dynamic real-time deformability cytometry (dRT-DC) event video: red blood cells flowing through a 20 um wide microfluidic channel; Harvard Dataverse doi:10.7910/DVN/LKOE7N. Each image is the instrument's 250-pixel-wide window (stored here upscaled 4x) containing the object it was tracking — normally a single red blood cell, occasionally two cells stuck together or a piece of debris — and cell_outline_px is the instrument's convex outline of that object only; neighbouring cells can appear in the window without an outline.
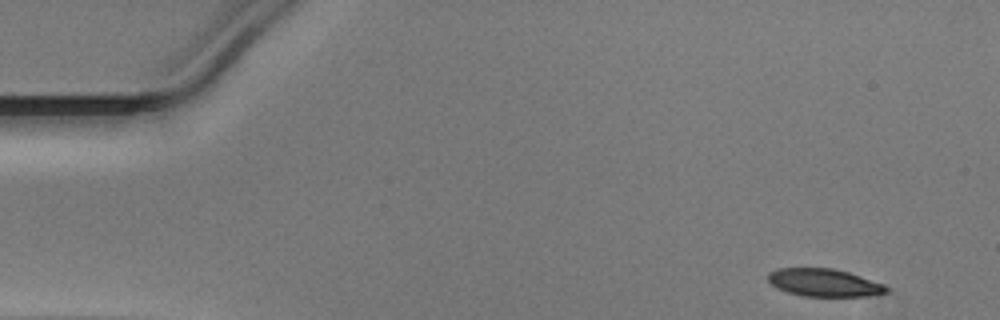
{"species": "Egyptian fruit bat (a non-hibernating species)", "species_latin": "Rousettus aegyptiacus", "temperature_condition": "warm", "stored_images_in_passage": 41, "camera_frame_rate_fps": 3000, "um_per_image_px": 0.085, "animal": {"sex": "male"}, "frame": {"image": 1, "passage_image": 1, "time_ms": 0.0, "image_size_px": [1000, 320], "cell_outline_px": [[888, 292], [868, 296], [804, 296], [788, 292], [772, 284], [768, 280], [768, 272], [776, 268], [832, 268], [848, 272], [884, 284], [888, 288]], "centroid_in_image_um": [70.05, 24.02], "position_along_channel_um": 14.9, "area_um2": 18.96}}
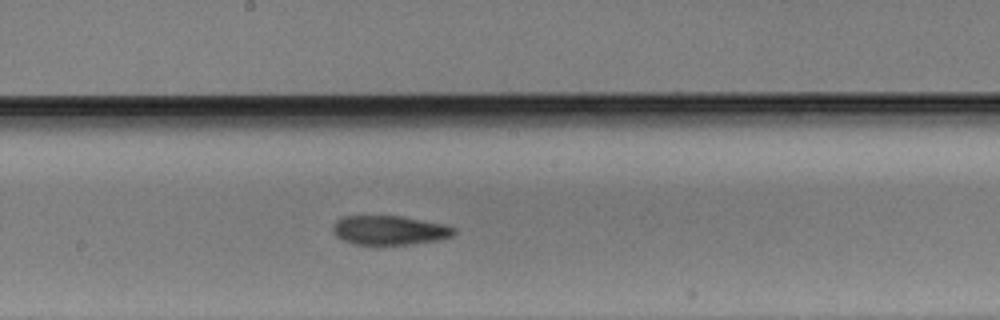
{"frame": {"image": 2, "passage_image": 24, "time_ms": 7.667, "image_size_px": [1000, 320], "cell_outline_px": [[456, 232], [452, 236], [440, 240], [376, 248], [352, 244], [340, 240], [332, 232], [332, 228], [336, 220], [344, 216], [400, 216], [444, 224], [456, 228]], "centroid_in_image_um": [33.05, 19.62], "position_along_channel_um": 215.1, "area_um2": 21.5}}
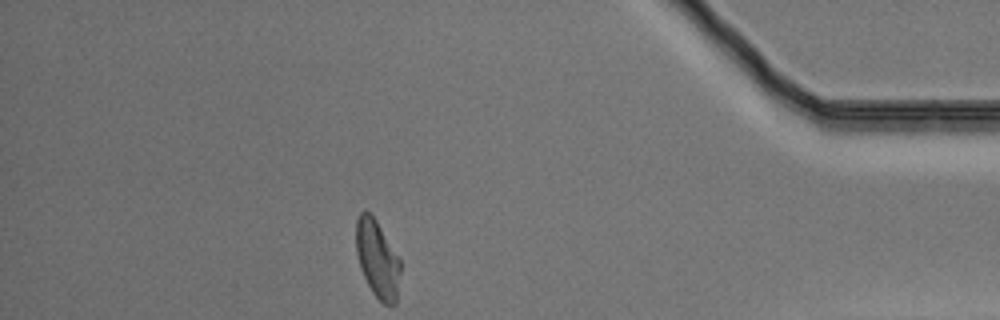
{"frame": {"image": 3, "passage_image": 41, "time_ms": 13.333, "image_size_px": [1000, 320], "cell_outline_px": [[400, 272], [396, 304], [384, 304], [372, 292], [360, 268], [356, 252], [356, 220], [360, 212], [368, 212], [376, 220], [400, 260]], "centroid_in_image_um": [32.07, 22.02], "position_along_channel_um": 403.1, "area_um2": 19.71}}